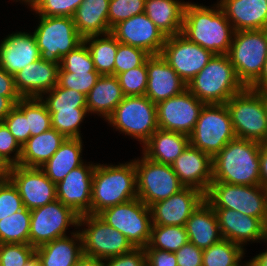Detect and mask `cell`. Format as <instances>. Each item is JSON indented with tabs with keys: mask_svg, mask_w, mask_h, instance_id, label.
Listing matches in <instances>:
<instances>
[{
	"mask_svg": "<svg viewBox=\"0 0 267 266\" xmlns=\"http://www.w3.org/2000/svg\"><path fill=\"white\" fill-rule=\"evenodd\" d=\"M181 34L213 54H228L234 29L217 2L212 8L187 2Z\"/></svg>",
	"mask_w": 267,
	"mask_h": 266,
	"instance_id": "obj_1",
	"label": "cell"
},
{
	"mask_svg": "<svg viewBox=\"0 0 267 266\" xmlns=\"http://www.w3.org/2000/svg\"><path fill=\"white\" fill-rule=\"evenodd\" d=\"M261 143L235 138L213 158V181L232 185H260Z\"/></svg>",
	"mask_w": 267,
	"mask_h": 266,
	"instance_id": "obj_2",
	"label": "cell"
},
{
	"mask_svg": "<svg viewBox=\"0 0 267 266\" xmlns=\"http://www.w3.org/2000/svg\"><path fill=\"white\" fill-rule=\"evenodd\" d=\"M137 197L134 160L118 165L96 163L92 181L91 214Z\"/></svg>",
	"mask_w": 267,
	"mask_h": 266,
	"instance_id": "obj_3",
	"label": "cell"
},
{
	"mask_svg": "<svg viewBox=\"0 0 267 266\" xmlns=\"http://www.w3.org/2000/svg\"><path fill=\"white\" fill-rule=\"evenodd\" d=\"M244 88L227 54H214L187 83V89L205 104H224Z\"/></svg>",
	"mask_w": 267,
	"mask_h": 266,
	"instance_id": "obj_4",
	"label": "cell"
},
{
	"mask_svg": "<svg viewBox=\"0 0 267 266\" xmlns=\"http://www.w3.org/2000/svg\"><path fill=\"white\" fill-rule=\"evenodd\" d=\"M225 104L236 138L267 143L266 92L245 87Z\"/></svg>",
	"mask_w": 267,
	"mask_h": 266,
	"instance_id": "obj_5",
	"label": "cell"
},
{
	"mask_svg": "<svg viewBox=\"0 0 267 266\" xmlns=\"http://www.w3.org/2000/svg\"><path fill=\"white\" fill-rule=\"evenodd\" d=\"M227 55L238 79L250 87L260 77L267 59V29L234 31Z\"/></svg>",
	"mask_w": 267,
	"mask_h": 266,
	"instance_id": "obj_6",
	"label": "cell"
},
{
	"mask_svg": "<svg viewBox=\"0 0 267 266\" xmlns=\"http://www.w3.org/2000/svg\"><path fill=\"white\" fill-rule=\"evenodd\" d=\"M106 121L143 146L158 129L156 104L145 95L124 96Z\"/></svg>",
	"mask_w": 267,
	"mask_h": 266,
	"instance_id": "obj_7",
	"label": "cell"
},
{
	"mask_svg": "<svg viewBox=\"0 0 267 266\" xmlns=\"http://www.w3.org/2000/svg\"><path fill=\"white\" fill-rule=\"evenodd\" d=\"M236 138L226 104H205L193 132L190 145L214 158Z\"/></svg>",
	"mask_w": 267,
	"mask_h": 266,
	"instance_id": "obj_8",
	"label": "cell"
},
{
	"mask_svg": "<svg viewBox=\"0 0 267 266\" xmlns=\"http://www.w3.org/2000/svg\"><path fill=\"white\" fill-rule=\"evenodd\" d=\"M39 16L33 34L40 51V59L60 66L64 55L83 42L73 17Z\"/></svg>",
	"mask_w": 267,
	"mask_h": 266,
	"instance_id": "obj_9",
	"label": "cell"
},
{
	"mask_svg": "<svg viewBox=\"0 0 267 266\" xmlns=\"http://www.w3.org/2000/svg\"><path fill=\"white\" fill-rule=\"evenodd\" d=\"M212 208H226L262 219L267 224V189L261 185H232L212 182L205 194Z\"/></svg>",
	"mask_w": 267,
	"mask_h": 266,
	"instance_id": "obj_10",
	"label": "cell"
},
{
	"mask_svg": "<svg viewBox=\"0 0 267 266\" xmlns=\"http://www.w3.org/2000/svg\"><path fill=\"white\" fill-rule=\"evenodd\" d=\"M124 234L134 248H145L151 238V210L139 198L103 209L97 214Z\"/></svg>",
	"mask_w": 267,
	"mask_h": 266,
	"instance_id": "obj_11",
	"label": "cell"
},
{
	"mask_svg": "<svg viewBox=\"0 0 267 266\" xmlns=\"http://www.w3.org/2000/svg\"><path fill=\"white\" fill-rule=\"evenodd\" d=\"M136 167L137 197L148 207L167 199L184 189L169 164H162L142 157L134 159Z\"/></svg>",
	"mask_w": 267,
	"mask_h": 266,
	"instance_id": "obj_12",
	"label": "cell"
},
{
	"mask_svg": "<svg viewBox=\"0 0 267 266\" xmlns=\"http://www.w3.org/2000/svg\"><path fill=\"white\" fill-rule=\"evenodd\" d=\"M78 226L87 227L79 229L85 256L106 260L134 248L124 234L112 228L97 214L81 215Z\"/></svg>",
	"mask_w": 267,
	"mask_h": 266,
	"instance_id": "obj_13",
	"label": "cell"
},
{
	"mask_svg": "<svg viewBox=\"0 0 267 266\" xmlns=\"http://www.w3.org/2000/svg\"><path fill=\"white\" fill-rule=\"evenodd\" d=\"M30 211L29 244L34 248L66 236L71 225L79 229L80 215L57 199Z\"/></svg>",
	"mask_w": 267,
	"mask_h": 266,
	"instance_id": "obj_14",
	"label": "cell"
},
{
	"mask_svg": "<svg viewBox=\"0 0 267 266\" xmlns=\"http://www.w3.org/2000/svg\"><path fill=\"white\" fill-rule=\"evenodd\" d=\"M204 105L188 89L157 103L158 129L190 136Z\"/></svg>",
	"mask_w": 267,
	"mask_h": 266,
	"instance_id": "obj_15",
	"label": "cell"
},
{
	"mask_svg": "<svg viewBox=\"0 0 267 266\" xmlns=\"http://www.w3.org/2000/svg\"><path fill=\"white\" fill-rule=\"evenodd\" d=\"M160 55L188 83L208 64L214 54L180 33L166 37Z\"/></svg>",
	"mask_w": 267,
	"mask_h": 266,
	"instance_id": "obj_16",
	"label": "cell"
},
{
	"mask_svg": "<svg viewBox=\"0 0 267 266\" xmlns=\"http://www.w3.org/2000/svg\"><path fill=\"white\" fill-rule=\"evenodd\" d=\"M9 179L18 189L24 207L29 210L44 206L57 199L56 184L46 176L41 168L12 166Z\"/></svg>",
	"mask_w": 267,
	"mask_h": 266,
	"instance_id": "obj_17",
	"label": "cell"
},
{
	"mask_svg": "<svg viewBox=\"0 0 267 266\" xmlns=\"http://www.w3.org/2000/svg\"><path fill=\"white\" fill-rule=\"evenodd\" d=\"M111 34L122 44L141 48L150 55H160L166 36L145 14L132 16L119 22Z\"/></svg>",
	"mask_w": 267,
	"mask_h": 266,
	"instance_id": "obj_18",
	"label": "cell"
},
{
	"mask_svg": "<svg viewBox=\"0 0 267 266\" xmlns=\"http://www.w3.org/2000/svg\"><path fill=\"white\" fill-rule=\"evenodd\" d=\"M96 164L83 163L56 184L57 200L78 215L91 214L93 173Z\"/></svg>",
	"mask_w": 267,
	"mask_h": 266,
	"instance_id": "obj_19",
	"label": "cell"
},
{
	"mask_svg": "<svg viewBox=\"0 0 267 266\" xmlns=\"http://www.w3.org/2000/svg\"><path fill=\"white\" fill-rule=\"evenodd\" d=\"M205 200V194L192 187L150 206L152 224L165 226H185L196 208Z\"/></svg>",
	"mask_w": 267,
	"mask_h": 266,
	"instance_id": "obj_20",
	"label": "cell"
},
{
	"mask_svg": "<svg viewBox=\"0 0 267 266\" xmlns=\"http://www.w3.org/2000/svg\"><path fill=\"white\" fill-rule=\"evenodd\" d=\"M213 209L216 212L223 239H228L243 249L247 242H265L267 239V224L262 219L232 209Z\"/></svg>",
	"mask_w": 267,
	"mask_h": 266,
	"instance_id": "obj_21",
	"label": "cell"
},
{
	"mask_svg": "<svg viewBox=\"0 0 267 266\" xmlns=\"http://www.w3.org/2000/svg\"><path fill=\"white\" fill-rule=\"evenodd\" d=\"M184 187L207 193L213 181V158L190 144L171 165Z\"/></svg>",
	"mask_w": 267,
	"mask_h": 266,
	"instance_id": "obj_22",
	"label": "cell"
},
{
	"mask_svg": "<svg viewBox=\"0 0 267 266\" xmlns=\"http://www.w3.org/2000/svg\"><path fill=\"white\" fill-rule=\"evenodd\" d=\"M147 74L145 96L154 104L174 97L187 89V83L161 55H151L147 59Z\"/></svg>",
	"mask_w": 267,
	"mask_h": 266,
	"instance_id": "obj_23",
	"label": "cell"
},
{
	"mask_svg": "<svg viewBox=\"0 0 267 266\" xmlns=\"http://www.w3.org/2000/svg\"><path fill=\"white\" fill-rule=\"evenodd\" d=\"M59 65L45 60L29 63L14 74V84L22 98H41L58 84Z\"/></svg>",
	"mask_w": 267,
	"mask_h": 266,
	"instance_id": "obj_24",
	"label": "cell"
},
{
	"mask_svg": "<svg viewBox=\"0 0 267 266\" xmlns=\"http://www.w3.org/2000/svg\"><path fill=\"white\" fill-rule=\"evenodd\" d=\"M40 59V51L34 34L16 32L0 42V67L14 75L29 63Z\"/></svg>",
	"mask_w": 267,
	"mask_h": 266,
	"instance_id": "obj_25",
	"label": "cell"
},
{
	"mask_svg": "<svg viewBox=\"0 0 267 266\" xmlns=\"http://www.w3.org/2000/svg\"><path fill=\"white\" fill-rule=\"evenodd\" d=\"M217 3L234 31L267 29L266 0H220Z\"/></svg>",
	"mask_w": 267,
	"mask_h": 266,
	"instance_id": "obj_26",
	"label": "cell"
},
{
	"mask_svg": "<svg viewBox=\"0 0 267 266\" xmlns=\"http://www.w3.org/2000/svg\"><path fill=\"white\" fill-rule=\"evenodd\" d=\"M70 236L56 238L36 248L41 266H74L78 262L83 256L80 231H73Z\"/></svg>",
	"mask_w": 267,
	"mask_h": 266,
	"instance_id": "obj_27",
	"label": "cell"
},
{
	"mask_svg": "<svg viewBox=\"0 0 267 266\" xmlns=\"http://www.w3.org/2000/svg\"><path fill=\"white\" fill-rule=\"evenodd\" d=\"M185 228L189 241L203 250L222 239L216 212L205 200L188 218Z\"/></svg>",
	"mask_w": 267,
	"mask_h": 266,
	"instance_id": "obj_28",
	"label": "cell"
},
{
	"mask_svg": "<svg viewBox=\"0 0 267 266\" xmlns=\"http://www.w3.org/2000/svg\"><path fill=\"white\" fill-rule=\"evenodd\" d=\"M123 98L124 95L117 76L101 75L86 95L88 114L100 115L106 121Z\"/></svg>",
	"mask_w": 267,
	"mask_h": 266,
	"instance_id": "obj_29",
	"label": "cell"
},
{
	"mask_svg": "<svg viewBox=\"0 0 267 266\" xmlns=\"http://www.w3.org/2000/svg\"><path fill=\"white\" fill-rule=\"evenodd\" d=\"M189 144L187 135L157 129L142 146L141 153L155 162L172 165Z\"/></svg>",
	"mask_w": 267,
	"mask_h": 266,
	"instance_id": "obj_30",
	"label": "cell"
},
{
	"mask_svg": "<svg viewBox=\"0 0 267 266\" xmlns=\"http://www.w3.org/2000/svg\"><path fill=\"white\" fill-rule=\"evenodd\" d=\"M110 0H83L73 16L76 30L84 39L111 33L108 22Z\"/></svg>",
	"mask_w": 267,
	"mask_h": 266,
	"instance_id": "obj_31",
	"label": "cell"
},
{
	"mask_svg": "<svg viewBox=\"0 0 267 266\" xmlns=\"http://www.w3.org/2000/svg\"><path fill=\"white\" fill-rule=\"evenodd\" d=\"M186 3L181 0H145L144 13L166 37H170L182 32Z\"/></svg>",
	"mask_w": 267,
	"mask_h": 266,
	"instance_id": "obj_32",
	"label": "cell"
},
{
	"mask_svg": "<svg viewBox=\"0 0 267 266\" xmlns=\"http://www.w3.org/2000/svg\"><path fill=\"white\" fill-rule=\"evenodd\" d=\"M65 140L66 137L53 128L30 137L21 147L19 165L41 168Z\"/></svg>",
	"mask_w": 267,
	"mask_h": 266,
	"instance_id": "obj_33",
	"label": "cell"
},
{
	"mask_svg": "<svg viewBox=\"0 0 267 266\" xmlns=\"http://www.w3.org/2000/svg\"><path fill=\"white\" fill-rule=\"evenodd\" d=\"M82 138H66L57 152L41 167L46 176L55 184L63 180L70 171L81 166Z\"/></svg>",
	"mask_w": 267,
	"mask_h": 266,
	"instance_id": "obj_34",
	"label": "cell"
},
{
	"mask_svg": "<svg viewBox=\"0 0 267 266\" xmlns=\"http://www.w3.org/2000/svg\"><path fill=\"white\" fill-rule=\"evenodd\" d=\"M83 41L89 48L95 70L100 75H114L115 55L120 42L111 33L86 37Z\"/></svg>",
	"mask_w": 267,
	"mask_h": 266,
	"instance_id": "obj_35",
	"label": "cell"
},
{
	"mask_svg": "<svg viewBox=\"0 0 267 266\" xmlns=\"http://www.w3.org/2000/svg\"><path fill=\"white\" fill-rule=\"evenodd\" d=\"M31 211L24 207L0 220V244H29Z\"/></svg>",
	"mask_w": 267,
	"mask_h": 266,
	"instance_id": "obj_36",
	"label": "cell"
},
{
	"mask_svg": "<svg viewBox=\"0 0 267 266\" xmlns=\"http://www.w3.org/2000/svg\"><path fill=\"white\" fill-rule=\"evenodd\" d=\"M28 119L30 137L52 128L51 114L41 98H21L15 105Z\"/></svg>",
	"mask_w": 267,
	"mask_h": 266,
	"instance_id": "obj_37",
	"label": "cell"
},
{
	"mask_svg": "<svg viewBox=\"0 0 267 266\" xmlns=\"http://www.w3.org/2000/svg\"><path fill=\"white\" fill-rule=\"evenodd\" d=\"M189 241L185 226H165L152 224L151 238L145 248H155L176 252Z\"/></svg>",
	"mask_w": 267,
	"mask_h": 266,
	"instance_id": "obj_38",
	"label": "cell"
},
{
	"mask_svg": "<svg viewBox=\"0 0 267 266\" xmlns=\"http://www.w3.org/2000/svg\"><path fill=\"white\" fill-rule=\"evenodd\" d=\"M245 249L228 239H221L203 250L202 266H233L245 254Z\"/></svg>",
	"mask_w": 267,
	"mask_h": 266,
	"instance_id": "obj_39",
	"label": "cell"
},
{
	"mask_svg": "<svg viewBox=\"0 0 267 266\" xmlns=\"http://www.w3.org/2000/svg\"><path fill=\"white\" fill-rule=\"evenodd\" d=\"M51 114L52 128L66 138H81L80 125L88 114L87 108L74 110H48Z\"/></svg>",
	"mask_w": 267,
	"mask_h": 266,
	"instance_id": "obj_40",
	"label": "cell"
},
{
	"mask_svg": "<svg viewBox=\"0 0 267 266\" xmlns=\"http://www.w3.org/2000/svg\"><path fill=\"white\" fill-rule=\"evenodd\" d=\"M47 94V96H46ZM41 100L48 110H74V108H86V95L74 89L63 88L58 84L46 92Z\"/></svg>",
	"mask_w": 267,
	"mask_h": 266,
	"instance_id": "obj_41",
	"label": "cell"
},
{
	"mask_svg": "<svg viewBox=\"0 0 267 266\" xmlns=\"http://www.w3.org/2000/svg\"><path fill=\"white\" fill-rule=\"evenodd\" d=\"M124 96H144L146 93L148 74L146 62L117 75Z\"/></svg>",
	"mask_w": 267,
	"mask_h": 266,
	"instance_id": "obj_42",
	"label": "cell"
},
{
	"mask_svg": "<svg viewBox=\"0 0 267 266\" xmlns=\"http://www.w3.org/2000/svg\"><path fill=\"white\" fill-rule=\"evenodd\" d=\"M150 56L141 48L119 43L115 55L114 75L143 65Z\"/></svg>",
	"mask_w": 267,
	"mask_h": 266,
	"instance_id": "obj_43",
	"label": "cell"
},
{
	"mask_svg": "<svg viewBox=\"0 0 267 266\" xmlns=\"http://www.w3.org/2000/svg\"><path fill=\"white\" fill-rule=\"evenodd\" d=\"M59 72L96 71L89 48L83 41L61 59Z\"/></svg>",
	"mask_w": 267,
	"mask_h": 266,
	"instance_id": "obj_44",
	"label": "cell"
},
{
	"mask_svg": "<svg viewBox=\"0 0 267 266\" xmlns=\"http://www.w3.org/2000/svg\"><path fill=\"white\" fill-rule=\"evenodd\" d=\"M145 0H110L108 22L110 30L119 22L144 13Z\"/></svg>",
	"mask_w": 267,
	"mask_h": 266,
	"instance_id": "obj_45",
	"label": "cell"
},
{
	"mask_svg": "<svg viewBox=\"0 0 267 266\" xmlns=\"http://www.w3.org/2000/svg\"><path fill=\"white\" fill-rule=\"evenodd\" d=\"M100 76L97 71L58 72V85L87 95Z\"/></svg>",
	"mask_w": 267,
	"mask_h": 266,
	"instance_id": "obj_46",
	"label": "cell"
},
{
	"mask_svg": "<svg viewBox=\"0 0 267 266\" xmlns=\"http://www.w3.org/2000/svg\"><path fill=\"white\" fill-rule=\"evenodd\" d=\"M35 254L30 244H0V266H24Z\"/></svg>",
	"mask_w": 267,
	"mask_h": 266,
	"instance_id": "obj_47",
	"label": "cell"
},
{
	"mask_svg": "<svg viewBox=\"0 0 267 266\" xmlns=\"http://www.w3.org/2000/svg\"><path fill=\"white\" fill-rule=\"evenodd\" d=\"M83 0H36L31 11L40 16L73 17Z\"/></svg>",
	"mask_w": 267,
	"mask_h": 266,
	"instance_id": "obj_48",
	"label": "cell"
},
{
	"mask_svg": "<svg viewBox=\"0 0 267 266\" xmlns=\"http://www.w3.org/2000/svg\"><path fill=\"white\" fill-rule=\"evenodd\" d=\"M23 208L21 196L12 181H0V220Z\"/></svg>",
	"mask_w": 267,
	"mask_h": 266,
	"instance_id": "obj_49",
	"label": "cell"
},
{
	"mask_svg": "<svg viewBox=\"0 0 267 266\" xmlns=\"http://www.w3.org/2000/svg\"><path fill=\"white\" fill-rule=\"evenodd\" d=\"M20 156L21 146L6 125L0 122V157L12 167L19 165Z\"/></svg>",
	"mask_w": 267,
	"mask_h": 266,
	"instance_id": "obj_50",
	"label": "cell"
},
{
	"mask_svg": "<svg viewBox=\"0 0 267 266\" xmlns=\"http://www.w3.org/2000/svg\"><path fill=\"white\" fill-rule=\"evenodd\" d=\"M2 122L6 125L21 147L30 138L28 119H26V116L16 106Z\"/></svg>",
	"mask_w": 267,
	"mask_h": 266,
	"instance_id": "obj_51",
	"label": "cell"
},
{
	"mask_svg": "<svg viewBox=\"0 0 267 266\" xmlns=\"http://www.w3.org/2000/svg\"><path fill=\"white\" fill-rule=\"evenodd\" d=\"M177 266H202L203 249L198 248L190 241L174 252Z\"/></svg>",
	"mask_w": 267,
	"mask_h": 266,
	"instance_id": "obj_52",
	"label": "cell"
},
{
	"mask_svg": "<svg viewBox=\"0 0 267 266\" xmlns=\"http://www.w3.org/2000/svg\"><path fill=\"white\" fill-rule=\"evenodd\" d=\"M106 266H146V253L144 248H133L124 253L105 260Z\"/></svg>",
	"mask_w": 267,
	"mask_h": 266,
	"instance_id": "obj_53",
	"label": "cell"
},
{
	"mask_svg": "<svg viewBox=\"0 0 267 266\" xmlns=\"http://www.w3.org/2000/svg\"><path fill=\"white\" fill-rule=\"evenodd\" d=\"M146 253V266H177L174 252L155 248H144Z\"/></svg>",
	"mask_w": 267,
	"mask_h": 266,
	"instance_id": "obj_54",
	"label": "cell"
},
{
	"mask_svg": "<svg viewBox=\"0 0 267 266\" xmlns=\"http://www.w3.org/2000/svg\"><path fill=\"white\" fill-rule=\"evenodd\" d=\"M0 96H20L14 84V75L0 67Z\"/></svg>",
	"mask_w": 267,
	"mask_h": 266,
	"instance_id": "obj_55",
	"label": "cell"
},
{
	"mask_svg": "<svg viewBox=\"0 0 267 266\" xmlns=\"http://www.w3.org/2000/svg\"><path fill=\"white\" fill-rule=\"evenodd\" d=\"M21 96H0V122L10 113Z\"/></svg>",
	"mask_w": 267,
	"mask_h": 266,
	"instance_id": "obj_56",
	"label": "cell"
},
{
	"mask_svg": "<svg viewBox=\"0 0 267 266\" xmlns=\"http://www.w3.org/2000/svg\"><path fill=\"white\" fill-rule=\"evenodd\" d=\"M260 185L267 189V143L260 146Z\"/></svg>",
	"mask_w": 267,
	"mask_h": 266,
	"instance_id": "obj_57",
	"label": "cell"
},
{
	"mask_svg": "<svg viewBox=\"0 0 267 266\" xmlns=\"http://www.w3.org/2000/svg\"><path fill=\"white\" fill-rule=\"evenodd\" d=\"M251 89L267 92V59L260 77L250 86Z\"/></svg>",
	"mask_w": 267,
	"mask_h": 266,
	"instance_id": "obj_58",
	"label": "cell"
},
{
	"mask_svg": "<svg viewBox=\"0 0 267 266\" xmlns=\"http://www.w3.org/2000/svg\"><path fill=\"white\" fill-rule=\"evenodd\" d=\"M104 261L83 255L74 266H106Z\"/></svg>",
	"mask_w": 267,
	"mask_h": 266,
	"instance_id": "obj_59",
	"label": "cell"
},
{
	"mask_svg": "<svg viewBox=\"0 0 267 266\" xmlns=\"http://www.w3.org/2000/svg\"><path fill=\"white\" fill-rule=\"evenodd\" d=\"M267 242V239L265 240ZM251 258V266H267V249Z\"/></svg>",
	"mask_w": 267,
	"mask_h": 266,
	"instance_id": "obj_60",
	"label": "cell"
},
{
	"mask_svg": "<svg viewBox=\"0 0 267 266\" xmlns=\"http://www.w3.org/2000/svg\"><path fill=\"white\" fill-rule=\"evenodd\" d=\"M11 166L0 157V181L9 179Z\"/></svg>",
	"mask_w": 267,
	"mask_h": 266,
	"instance_id": "obj_61",
	"label": "cell"
},
{
	"mask_svg": "<svg viewBox=\"0 0 267 266\" xmlns=\"http://www.w3.org/2000/svg\"><path fill=\"white\" fill-rule=\"evenodd\" d=\"M24 266H41V262L35 254Z\"/></svg>",
	"mask_w": 267,
	"mask_h": 266,
	"instance_id": "obj_62",
	"label": "cell"
},
{
	"mask_svg": "<svg viewBox=\"0 0 267 266\" xmlns=\"http://www.w3.org/2000/svg\"><path fill=\"white\" fill-rule=\"evenodd\" d=\"M13 1H16V2L20 1L21 3H25L30 8H32L36 3V0H13Z\"/></svg>",
	"mask_w": 267,
	"mask_h": 266,
	"instance_id": "obj_63",
	"label": "cell"
},
{
	"mask_svg": "<svg viewBox=\"0 0 267 266\" xmlns=\"http://www.w3.org/2000/svg\"><path fill=\"white\" fill-rule=\"evenodd\" d=\"M242 259H243V257L236 264H234L233 266H251V260H249L248 262H245V264H243V263H241Z\"/></svg>",
	"mask_w": 267,
	"mask_h": 266,
	"instance_id": "obj_64",
	"label": "cell"
}]
</instances>
